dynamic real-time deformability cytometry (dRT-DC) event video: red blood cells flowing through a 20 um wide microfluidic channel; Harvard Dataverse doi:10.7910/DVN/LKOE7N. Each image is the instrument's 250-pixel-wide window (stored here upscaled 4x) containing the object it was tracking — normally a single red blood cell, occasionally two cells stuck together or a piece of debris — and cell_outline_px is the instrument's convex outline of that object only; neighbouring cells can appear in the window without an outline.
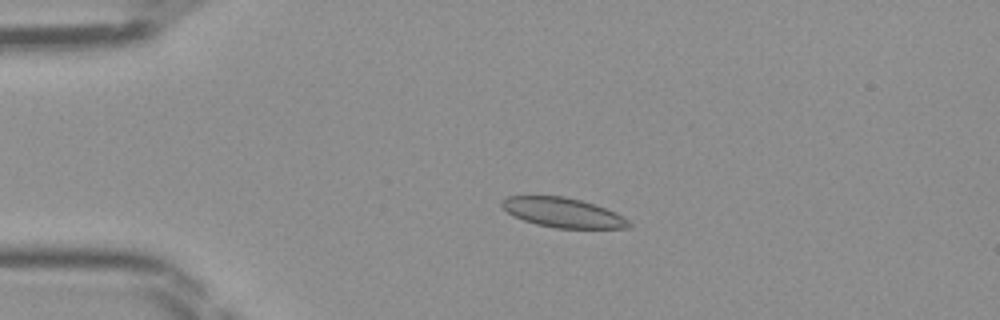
{"species": "Egyptian fruit bat (a non-hibernating species)", "species_latin": "Rousettus aegyptiacus", "temperature_condition": "room temperature", "stored_images_in_passage": 37, "camera_frame_rate_fps": 3000, "um_per_image_px": 0.085, "frame": {"image": 1, "passage_image": 1, "time_ms": 0.0, "image_size_px": [1000, 320], "cell_outline_px": [[632, 228], [556, 228], [536, 224], [512, 216], [500, 204], [500, 200], [508, 196], [564, 196], [596, 204], [616, 212], [624, 216], [632, 224]], "centroid_in_image_um": [47.87, 18.07], "position_along_channel_um": 37.1, "area_um2": 22.08}}
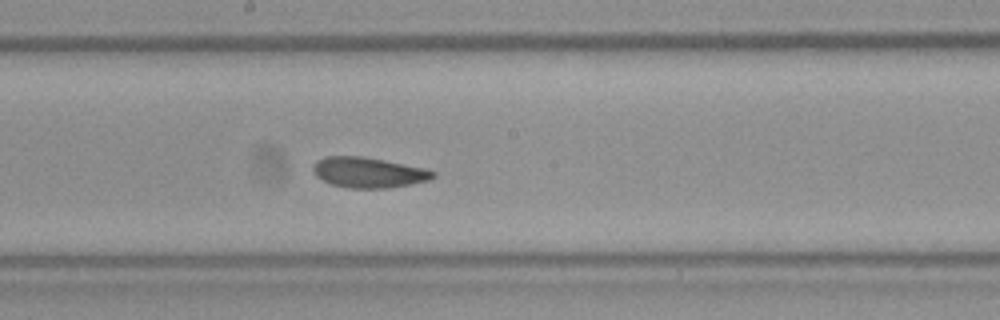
{"frame": {"image": 2, "passage_image": 16, "time_ms": 5.0, "image_size_px": [1000, 320], "cell_outline_px": [[436, 176], [428, 180], [412, 184], [388, 188], [352, 188], [332, 184], [316, 176], [312, 168], [316, 160], [324, 156], [364, 156], [428, 168], [436, 172]], "centroid_in_image_um": [31.36, 14.64], "position_along_channel_um": 216.8, "area_um2": 21.44}}
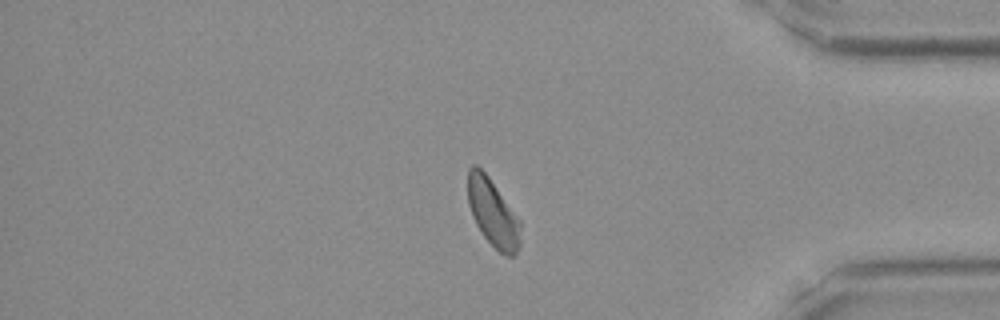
{"frame": {"image": 3, "passage_image": 30, "time_ms": 9.667, "image_size_px": [1000, 320], "cell_outline_px": [[520, 244], [516, 256], [508, 256], [500, 252], [484, 236], [476, 224], [472, 216], [468, 204], [468, 168], [472, 164], [476, 164], [488, 176], [520, 220]], "centroid_in_image_um": [41.89, 18.09], "position_along_channel_um": 393.3, "area_um2": 20.58}}